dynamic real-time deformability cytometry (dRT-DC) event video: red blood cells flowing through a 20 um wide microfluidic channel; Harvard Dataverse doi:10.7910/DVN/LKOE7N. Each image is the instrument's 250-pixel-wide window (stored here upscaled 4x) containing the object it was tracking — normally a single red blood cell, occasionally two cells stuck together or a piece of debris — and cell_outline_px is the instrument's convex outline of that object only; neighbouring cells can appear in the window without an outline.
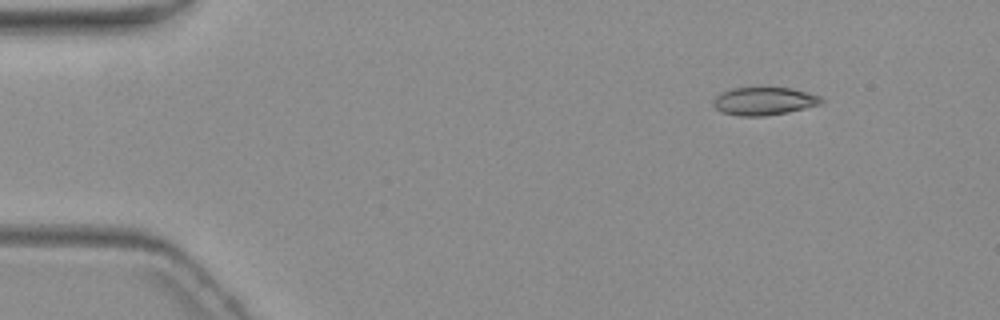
{"species": "common noctule bat (a hibernating species)", "species_latin": "Nyctalus noctula", "temperature_condition": "warm", "stored_images_in_passage": 3, "camera_frame_rate_fps": 3000, "um_per_image_px": 0.085, "animal": {"sex": "female", "body_mass_g": 19.3, "forearm_length_mm": 54.1}, "frame": {"image": 1, "passage_image": 1, "time_ms": 0.0, "image_size_px": [1000, 320], "cell_outline_px": [[824, 100], [820, 104], [788, 112], [764, 116], [740, 116], [724, 112], [716, 108], [712, 104], [712, 100], [720, 92], [732, 88], [792, 88], [820, 96]], "centroid_in_image_um": [64.92, 8.59], "position_along_channel_um": 20.1, "area_um2": 17.46}}
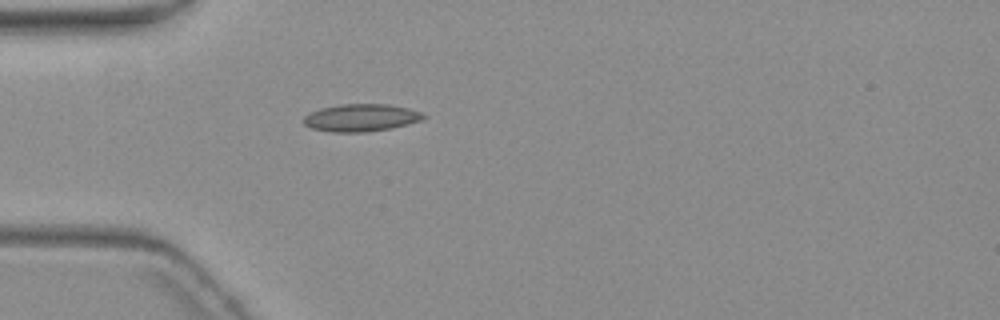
{"frame": {"image": 2, "passage_image": 3, "time_ms": 3.333, "image_size_px": [1000, 320], "cell_outline_px": [[428, 116], [420, 120], [408, 124], [392, 128], [364, 132], [332, 132], [312, 128], [304, 124], [304, 116], [308, 112], [320, 108], [340, 104], [388, 104], [408, 108], [420, 112]], "centroid_in_image_um": [30.67, 10.0], "position_along_channel_um": 54.3, "area_um2": 19.19}}